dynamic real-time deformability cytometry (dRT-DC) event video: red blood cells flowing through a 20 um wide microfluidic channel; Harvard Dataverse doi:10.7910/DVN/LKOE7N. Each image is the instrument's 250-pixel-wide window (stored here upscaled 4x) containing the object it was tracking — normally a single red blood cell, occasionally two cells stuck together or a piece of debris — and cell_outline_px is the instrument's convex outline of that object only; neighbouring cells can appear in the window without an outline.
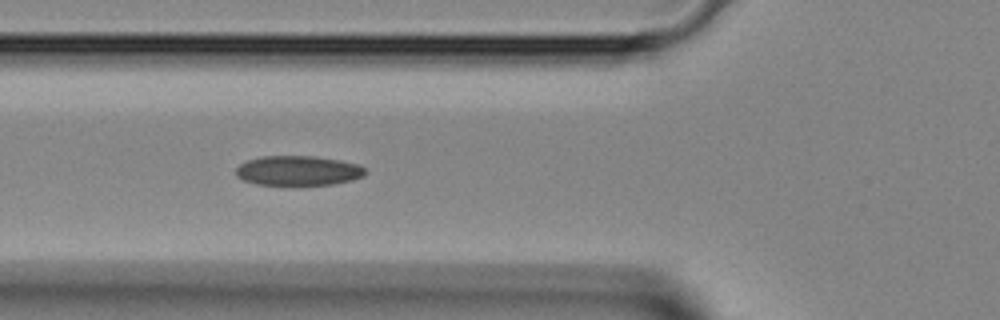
{"species": "Egyptian fruit bat (a non-hibernating species)", "species_latin": "Rousettus aegyptiacus", "temperature_condition": "room temperature", "stored_images_in_passage": 30, "camera_frame_rate_fps": 3000, "um_per_image_px": 0.085, "animal": {"sex": "female"}, "frame": {"image": 1, "passage_image": 5, "time_ms": 1.333, "image_size_px": [1000, 320], "cell_outline_px": [[368, 172], [364, 176], [352, 180], [332, 184], [256, 184], [244, 180], [236, 176], [236, 168], [240, 164], [248, 160], [260, 156], [312, 156], [340, 160], [360, 164]], "centroid_in_image_um": [25.37, 14.49], "position_along_channel_um": 100.4, "area_um2": 22.31}}
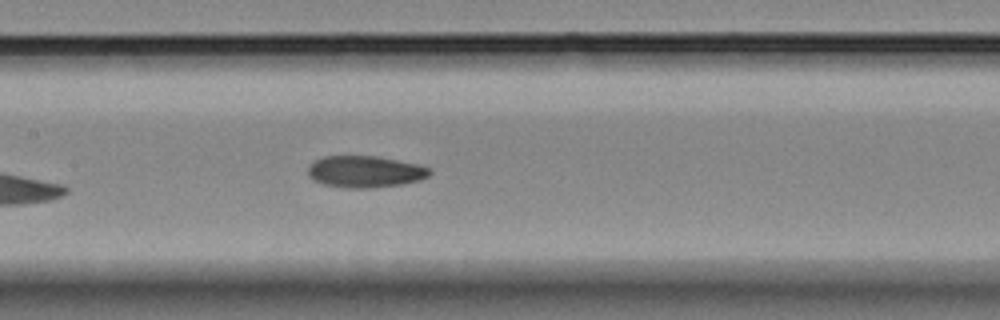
{"frame": {"image": 2, "passage_image": 10, "time_ms": 3.0, "image_size_px": [1000, 320], "cell_outline_px": [[432, 172], [428, 176], [420, 180], [400, 184], [368, 188], [348, 188], [324, 184], [312, 180], [308, 176], [308, 168], [316, 160], [324, 156], [380, 156], [420, 164], [428, 168]], "centroid_in_image_um": [31.04, 14.58], "position_along_channel_um": 176.4, "area_um2": 22.48}}
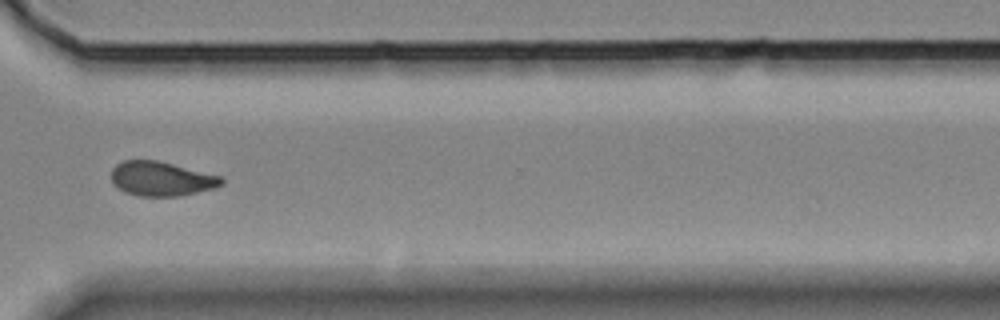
{"frame": {"image": 3, "passage_image": 22, "time_ms": 7.0, "image_size_px": [1000, 320], "cell_outline_px": [[224, 184], [216, 188], [180, 196], [136, 196], [124, 192], [112, 184], [112, 168], [116, 164], [124, 160], [156, 160], [220, 176], [224, 180]], "centroid_in_image_um": [13.7, 15.21], "position_along_channel_um": 356.9, "area_um2": 22.14}}